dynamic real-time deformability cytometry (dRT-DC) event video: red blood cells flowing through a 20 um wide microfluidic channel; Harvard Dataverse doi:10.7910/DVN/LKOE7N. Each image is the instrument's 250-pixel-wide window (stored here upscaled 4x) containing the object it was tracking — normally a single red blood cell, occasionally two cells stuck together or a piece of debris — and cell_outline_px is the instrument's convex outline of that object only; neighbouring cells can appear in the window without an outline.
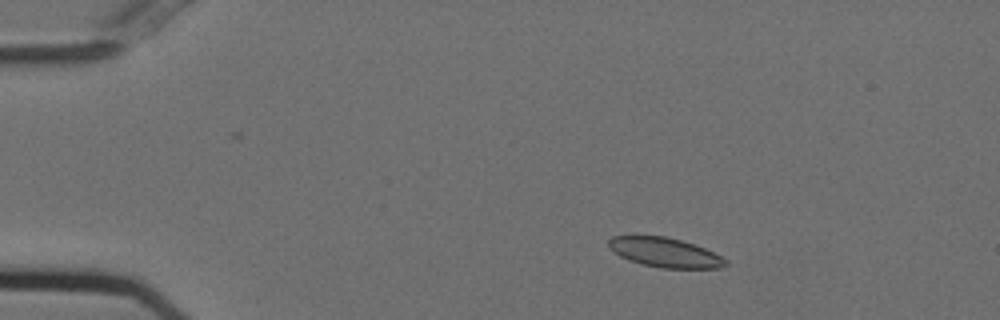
{"species": "Egyptian fruit bat (a non-hibernating species)", "species_latin": "Rousettus aegyptiacus", "temperature_condition": "cold", "stored_images_in_passage": 47, "camera_frame_rate_fps": 3000, "um_per_image_px": 0.085, "animal": {"sex": "female"}, "frame": {"image": 1, "passage_image": 2, "time_ms": 0.333, "image_size_px": [1000, 320], "cell_outline_px": [[728, 264], [720, 268], [664, 268], [644, 264], [628, 260], [620, 256], [608, 244], [608, 240], [612, 236], [636, 232], [664, 236], [696, 244], [728, 260]], "centroid_in_image_um": [56.47, 21.4], "position_along_channel_um": 28.5, "area_um2": 20.58}}
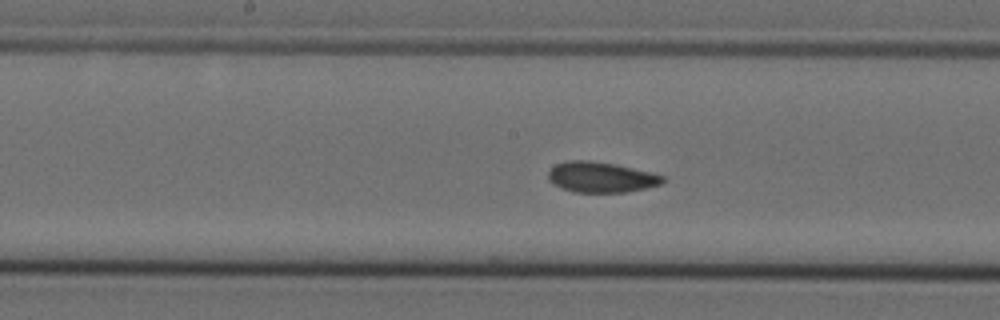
{"frame": {"image": 2, "passage_image": 21, "time_ms": 6.667, "image_size_px": [1000, 320], "cell_outline_px": [[664, 180], [660, 184], [644, 188], [624, 192], [572, 192], [552, 184], [548, 180], [548, 172], [556, 164], [568, 160], [588, 160], [616, 164], [664, 176]], "centroid_in_image_um": [51.02, 15.06], "position_along_channel_um": 197.2, "area_um2": 20.17}}
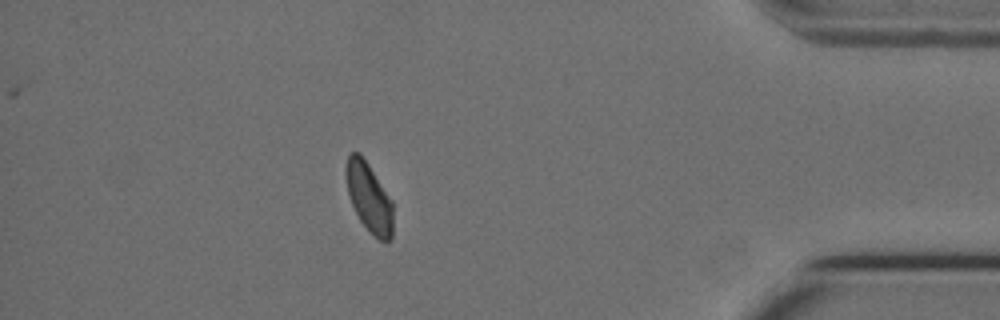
{"frame": {"image": 3, "passage_image": 41, "time_ms": 13.333, "image_size_px": [1000, 320], "cell_outline_px": [[392, 240], [380, 240], [360, 220], [352, 204], [348, 192], [344, 172], [344, 168], [348, 152], [360, 152], [392, 200]], "centroid_in_image_um": [31.34, 16.71], "position_along_channel_um": 403.9, "area_um2": 18.79}, "authors_computed_cell_mechanics": {"area_um2": 20.5768, "velocity_mm_per_s": 3.7054, "shape_relaxation_time_tau1_ms": 5.3259, "shape_relaxation_time_tau2_ms": 1.7247, "deformation_change_tau1": 0.1147, "deformation_change_tau2": 0.0413}}